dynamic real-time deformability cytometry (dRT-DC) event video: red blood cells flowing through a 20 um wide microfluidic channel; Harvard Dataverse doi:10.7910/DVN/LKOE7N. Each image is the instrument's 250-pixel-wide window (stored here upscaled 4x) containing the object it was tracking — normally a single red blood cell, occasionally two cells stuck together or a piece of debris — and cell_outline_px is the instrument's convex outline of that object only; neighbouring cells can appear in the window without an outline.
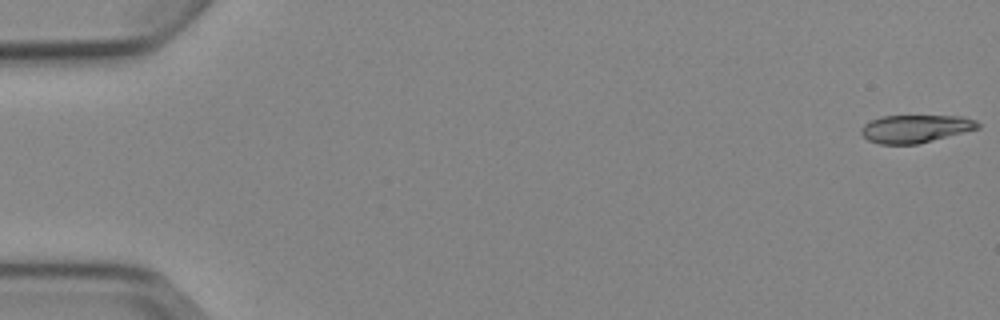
{"species": "Egyptian fruit bat (a non-hibernating species)", "species_latin": "Rousettus aegyptiacus", "temperature_condition": "cold", "stored_images_in_passage": 5, "camera_frame_rate_fps": 3000, "um_per_image_px": 0.085, "animal": {"sex": "female"}, "frame": {"image": 1, "passage_image": 1, "time_ms": 0.0, "image_size_px": [1000, 320], "cell_outline_px": [[980, 128], [916, 144], [880, 144], [868, 140], [860, 132], [860, 128], [864, 124], [880, 116], [964, 116], [976, 120], [980, 124]], "centroid_in_image_um": [77.81, 10.93], "position_along_channel_um": 7.2, "area_um2": 18.84}}
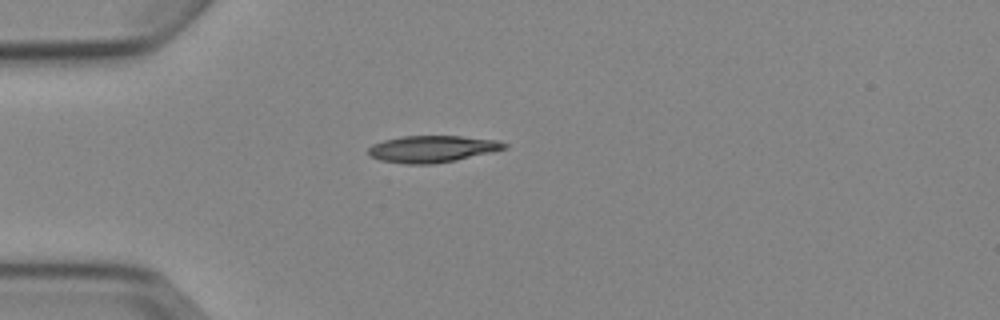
{"frame": {"image": 2, "passage_image": 5, "time_ms": 4.667, "image_size_px": [1000, 320], "cell_outline_px": [[508, 148], [492, 152], [456, 160], [432, 164], [404, 164], [380, 160], [368, 156], [368, 148], [372, 144], [384, 140], [404, 136], [460, 136], [500, 140], [508, 144]], "centroid_in_image_um": [36.75, 12.66], "position_along_channel_um": 48.3, "area_um2": 21.39}}